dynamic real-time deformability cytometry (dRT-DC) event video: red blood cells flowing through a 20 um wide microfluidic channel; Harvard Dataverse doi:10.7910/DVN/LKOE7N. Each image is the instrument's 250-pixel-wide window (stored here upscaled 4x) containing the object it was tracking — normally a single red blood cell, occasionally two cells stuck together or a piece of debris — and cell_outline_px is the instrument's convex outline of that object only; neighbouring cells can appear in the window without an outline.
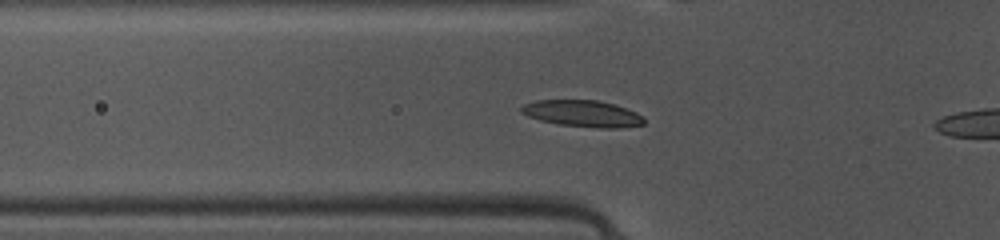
{"species": "common noctule bat (a hibernating species)", "species_latin": "Nyctalus noctula", "temperature_condition": "warm", "stored_images_in_passage": 17, "camera_frame_rate_fps": 3000, "um_per_image_px": 0.085, "animal": {"sex": "female", "body_mass_g": 10.0, "forearm_length_mm": 53.1}, "frame": {"image": 1, "passage_image": 15, "time_ms": 4.667, "image_size_px": [1000, 240], "cell_outline_px": [[644, 124], [616, 128], [600, 128], [556, 124], [540, 120], [528, 116], [520, 112], [520, 108], [524, 104], [536, 100], [596, 100], [616, 104], [636, 112], [644, 116]], "centroid_in_image_um": [49.52, 9.65], "position_along_channel_um": 76.3, "area_um2": 19.07}}